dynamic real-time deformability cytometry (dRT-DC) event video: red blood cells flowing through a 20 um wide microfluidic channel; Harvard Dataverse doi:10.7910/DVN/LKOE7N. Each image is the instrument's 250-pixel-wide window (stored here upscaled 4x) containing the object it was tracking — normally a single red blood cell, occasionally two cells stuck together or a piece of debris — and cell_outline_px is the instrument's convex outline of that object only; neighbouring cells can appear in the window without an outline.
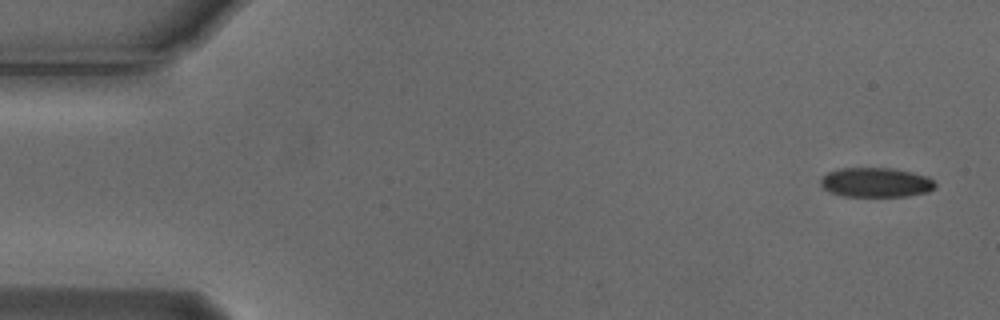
{"species": "Egyptian fruit bat (a non-hibernating species)", "species_latin": "Rousettus aegyptiacus", "temperature_condition": "cold", "stored_images_in_passage": 6, "camera_frame_rate_fps": 3000, "um_per_image_px": 0.085, "animal": {"sex": "male"}, "frame": {"image": 1, "passage_image": 1, "time_ms": 0.0, "image_size_px": [1000, 320], "cell_outline_px": [[936, 188], [928, 192], [908, 196], [840, 196], [828, 192], [820, 184], [820, 176], [828, 172], [840, 168], [892, 168], [912, 172], [928, 176], [936, 184]], "centroid_in_image_um": [74.43, 15.51], "position_along_channel_um": 10.6, "area_um2": 20.0}}
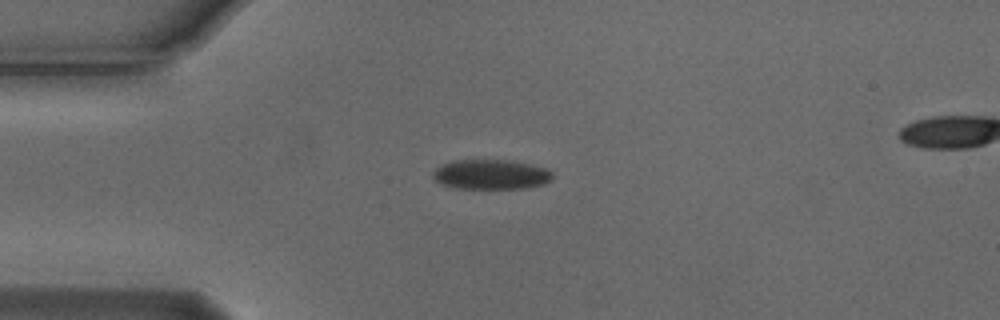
{"frame": {"image": 2, "passage_image": 4, "time_ms": 1.0, "image_size_px": [1000, 320], "cell_outline_px": [[552, 180], [544, 184], [524, 188], [456, 188], [440, 184], [432, 176], [432, 172], [436, 168], [452, 160], [512, 160], [544, 168], [552, 172]], "centroid_in_image_um": [41.71, 14.83], "position_along_channel_um": 43.3, "area_um2": 20.69}}
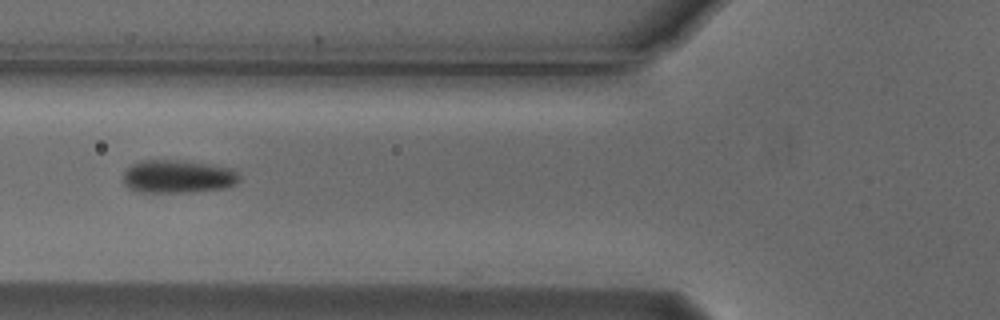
{"frame": {"image": 3, "passage_image": 6, "time_ms": 1.667, "image_size_px": [1000, 320], "cell_outline_px": [[240, 180], [236, 184], [224, 188], [192, 192], [140, 192], [128, 188], [124, 184], [124, 172], [132, 164], [144, 160], [176, 160], [208, 164], [232, 168], [240, 176]], "centroid_in_image_um": [15.13, 15.01], "position_along_channel_um": 110.7, "area_um2": 22.37}}